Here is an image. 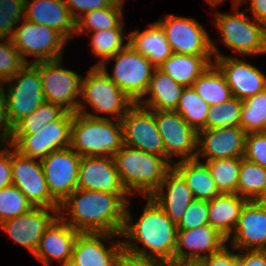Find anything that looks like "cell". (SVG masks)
I'll return each mask as SVG.
<instances>
[{"instance_id":"6da1fadb","label":"cell","mask_w":266,"mask_h":266,"mask_svg":"<svg viewBox=\"0 0 266 266\" xmlns=\"http://www.w3.org/2000/svg\"><path fill=\"white\" fill-rule=\"evenodd\" d=\"M146 198L147 203L140 218L135 223H132V215L128 207L129 202L126 205L125 223L121 233V237L126 239L122 241L123 248L163 264H175L177 224L169 219L150 196ZM130 240L142 243L144 249L139 248L136 243Z\"/></svg>"},{"instance_id":"7a4b0ae2","label":"cell","mask_w":266,"mask_h":266,"mask_svg":"<svg viewBox=\"0 0 266 266\" xmlns=\"http://www.w3.org/2000/svg\"><path fill=\"white\" fill-rule=\"evenodd\" d=\"M127 203L115 193L77 188L59 206V216L80 233L121 235ZM68 210V217L62 215Z\"/></svg>"},{"instance_id":"3957f363","label":"cell","mask_w":266,"mask_h":266,"mask_svg":"<svg viewBox=\"0 0 266 266\" xmlns=\"http://www.w3.org/2000/svg\"><path fill=\"white\" fill-rule=\"evenodd\" d=\"M79 104L71 123L70 148L81 157H113L124 145L121 121L113 123L107 117L87 112L82 102Z\"/></svg>"},{"instance_id":"277c9868","label":"cell","mask_w":266,"mask_h":266,"mask_svg":"<svg viewBox=\"0 0 266 266\" xmlns=\"http://www.w3.org/2000/svg\"><path fill=\"white\" fill-rule=\"evenodd\" d=\"M113 158L121 183L129 195L140 193L145 197L151 196L172 167L163 156L126 145Z\"/></svg>"},{"instance_id":"5b68a950","label":"cell","mask_w":266,"mask_h":266,"mask_svg":"<svg viewBox=\"0 0 266 266\" xmlns=\"http://www.w3.org/2000/svg\"><path fill=\"white\" fill-rule=\"evenodd\" d=\"M239 3H233L234 14H216L215 25L221 31L224 44L245 55L266 53V29L254 18L250 21L245 11L239 12ZM236 9V10H235Z\"/></svg>"},{"instance_id":"8992f818","label":"cell","mask_w":266,"mask_h":266,"mask_svg":"<svg viewBox=\"0 0 266 266\" xmlns=\"http://www.w3.org/2000/svg\"><path fill=\"white\" fill-rule=\"evenodd\" d=\"M5 83L9 84L8 92L4 90ZM0 90L12 126L45 102L40 73L32 63H27L16 76L3 82Z\"/></svg>"},{"instance_id":"52a82bcc","label":"cell","mask_w":266,"mask_h":266,"mask_svg":"<svg viewBox=\"0 0 266 266\" xmlns=\"http://www.w3.org/2000/svg\"><path fill=\"white\" fill-rule=\"evenodd\" d=\"M62 58L32 63L40 73L44 99L61 106L64 110L77 113L81 98L82 78L78 73L65 69Z\"/></svg>"},{"instance_id":"ba28073f","label":"cell","mask_w":266,"mask_h":266,"mask_svg":"<svg viewBox=\"0 0 266 266\" xmlns=\"http://www.w3.org/2000/svg\"><path fill=\"white\" fill-rule=\"evenodd\" d=\"M112 59L115 61L112 76L108 74L105 65L99 67L134 103H138L148 90L154 65L129 45L108 61Z\"/></svg>"},{"instance_id":"9c48e42d","label":"cell","mask_w":266,"mask_h":266,"mask_svg":"<svg viewBox=\"0 0 266 266\" xmlns=\"http://www.w3.org/2000/svg\"><path fill=\"white\" fill-rule=\"evenodd\" d=\"M13 45L22 59L30 63L26 56H34L31 63L62 58V50L67 40L55 29L23 19L11 37Z\"/></svg>"},{"instance_id":"30bf717a","label":"cell","mask_w":266,"mask_h":266,"mask_svg":"<svg viewBox=\"0 0 266 266\" xmlns=\"http://www.w3.org/2000/svg\"><path fill=\"white\" fill-rule=\"evenodd\" d=\"M80 97L95 113L113 114L116 120H121L134 104L100 67L94 66L82 78Z\"/></svg>"},{"instance_id":"8fae6325","label":"cell","mask_w":266,"mask_h":266,"mask_svg":"<svg viewBox=\"0 0 266 266\" xmlns=\"http://www.w3.org/2000/svg\"><path fill=\"white\" fill-rule=\"evenodd\" d=\"M10 149L12 185L26 196L33 207L59 209L60 204L48 190L41 160L23 156L13 147Z\"/></svg>"},{"instance_id":"7c38bea8","label":"cell","mask_w":266,"mask_h":266,"mask_svg":"<svg viewBox=\"0 0 266 266\" xmlns=\"http://www.w3.org/2000/svg\"><path fill=\"white\" fill-rule=\"evenodd\" d=\"M157 129L161 135L165 159L172 165L171 156L181 160L197 156L198 133L176 111L153 110Z\"/></svg>"},{"instance_id":"4fadbf2b","label":"cell","mask_w":266,"mask_h":266,"mask_svg":"<svg viewBox=\"0 0 266 266\" xmlns=\"http://www.w3.org/2000/svg\"><path fill=\"white\" fill-rule=\"evenodd\" d=\"M73 115L66 111L58 120L45 125L36 134L13 135L12 147L23 156L39 160L53 151L69 148Z\"/></svg>"},{"instance_id":"5bb4252c","label":"cell","mask_w":266,"mask_h":266,"mask_svg":"<svg viewBox=\"0 0 266 266\" xmlns=\"http://www.w3.org/2000/svg\"><path fill=\"white\" fill-rule=\"evenodd\" d=\"M156 22L162 27L173 53L213 56L208 32L195 19L167 14Z\"/></svg>"},{"instance_id":"9a60e30c","label":"cell","mask_w":266,"mask_h":266,"mask_svg":"<svg viewBox=\"0 0 266 266\" xmlns=\"http://www.w3.org/2000/svg\"><path fill=\"white\" fill-rule=\"evenodd\" d=\"M120 121L124 145L165 158L162 138L152 109L134 103Z\"/></svg>"},{"instance_id":"2e32d148","label":"cell","mask_w":266,"mask_h":266,"mask_svg":"<svg viewBox=\"0 0 266 266\" xmlns=\"http://www.w3.org/2000/svg\"><path fill=\"white\" fill-rule=\"evenodd\" d=\"M80 160L81 156L70 147L53 151L41 159L48 190L59 204L78 188Z\"/></svg>"},{"instance_id":"e0dca14e","label":"cell","mask_w":266,"mask_h":266,"mask_svg":"<svg viewBox=\"0 0 266 266\" xmlns=\"http://www.w3.org/2000/svg\"><path fill=\"white\" fill-rule=\"evenodd\" d=\"M211 47L214 64L225 76L233 97L245 100L266 89V75L261 70L242 59L220 54L213 42Z\"/></svg>"},{"instance_id":"ac0fdd59","label":"cell","mask_w":266,"mask_h":266,"mask_svg":"<svg viewBox=\"0 0 266 266\" xmlns=\"http://www.w3.org/2000/svg\"><path fill=\"white\" fill-rule=\"evenodd\" d=\"M78 188L118 194L126 203L129 194L124 189L113 157H81Z\"/></svg>"},{"instance_id":"d6986e66","label":"cell","mask_w":266,"mask_h":266,"mask_svg":"<svg viewBox=\"0 0 266 266\" xmlns=\"http://www.w3.org/2000/svg\"><path fill=\"white\" fill-rule=\"evenodd\" d=\"M226 242H228L227 237L209 224L195 229L178 230L175 264L193 265L196 261L223 249ZM183 247L190 252L185 251Z\"/></svg>"},{"instance_id":"ffe728a7","label":"cell","mask_w":266,"mask_h":266,"mask_svg":"<svg viewBox=\"0 0 266 266\" xmlns=\"http://www.w3.org/2000/svg\"><path fill=\"white\" fill-rule=\"evenodd\" d=\"M247 133L240 126L226 128L203 129L198 132L197 156L207 161L241 158L245 151Z\"/></svg>"},{"instance_id":"44dd1931","label":"cell","mask_w":266,"mask_h":266,"mask_svg":"<svg viewBox=\"0 0 266 266\" xmlns=\"http://www.w3.org/2000/svg\"><path fill=\"white\" fill-rule=\"evenodd\" d=\"M56 213L53 215L50 211ZM59 209L33 207L28 212L0 223V227L32 255L36 251L40 238L46 228L59 215Z\"/></svg>"},{"instance_id":"7402d4cb","label":"cell","mask_w":266,"mask_h":266,"mask_svg":"<svg viewBox=\"0 0 266 266\" xmlns=\"http://www.w3.org/2000/svg\"><path fill=\"white\" fill-rule=\"evenodd\" d=\"M227 238L232 249L266 250V208L256 201H247L243 206L237 225Z\"/></svg>"},{"instance_id":"603a6c76","label":"cell","mask_w":266,"mask_h":266,"mask_svg":"<svg viewBox=\"0 0 266 266\" xmlns=\"http://www.w3.org/2000/svg\"><path fill=\"white\" fill-rule=\"evenodd\" d=\"M79 233L58 215L46 228L33 256L46 266H50L52 259L60 264L70 261Z\"/></svg>"},{"instance_id":"cb8c5ba5","label":"cell","mask_w":266,"mask_h":266,"mask_svg":"<svg viewBox=\"0 0 266 266\" xmlns=\"http://www.w3.org/2000/svg\"><path fill=\"white\" fill-rule=\"evenodd\" d=\"M116 236L112 233H79L72 252L71 261L78 266H114L115 259L123 249L122 240L106 247L104 240Z\"/></svg>"},{"instance_id":"d4e9b609","label":"cell","mask_w":266,"mask_h":266,"mask_svg":"<svg viewBox=\"0 0 266 266\" xmlns=\"http://www.w3.org/2000/svg\"><path fill=\"white\" fill-rule=\"evenodd\" d=\"M24 19L55 29L67 41L76 31V20L64 0H25Z\"/></svg>"},{"instance_id":"484cf974","label":"cell","mask_w":266,"mask_h":266,"mask_svg":"<svg viewBox=\"0 0 266 266\" xmlns=\"http://www.w3.org/2000/svg\"><path fill=\"white\" fill-rule=\"evenodd\" d=\"M150 197L175 224L180 222L186 208L195 199L185 179L173 166L166 172L159 188Z\"/></svg>"},{"instance_id":"4316f807","label":"cell","mask_w":266,"mask_h":266,"mask_svg":"<svg viewBox=\"0 0 266 266\" xmlns=\"http://www.w3.org/2000/svg\"><path fill=\"white\" fill-rule=\"evenodd\" d=\"M127 38L128 45L136 53L146 57L155 68H159L173 54L165 33L157 22L150 24L143 32L134 30Z\"/></svg>"},{"instance_id":"83f0119b","label":"cell","mask_w":266,"mask_h":266,"mask_svg":"<svg viewBox=\"0 0 266 266\" xmlns=\"http://www.w3.org/2000/svg\"><path fill=\"white\" fill-rule=\"evenodd\" d=\"M183 89V85L175 82L159 68H155L145 94L151 96L145 100L142 98L138 103L152 110L175 111Z\"/></svg>"},{"instance_id":"f1b7e54d","label":"cell","mask_w":266,"mask_h":266,"mask_svg":"<svg viewBox=\"0 0 266 266\" xmlns=\"http://www.w3.org/2000/svg\"><path fill=\"white\" fill-rule=\"evenodd\" d=\"M248 200L236 193L219 194L208 201L209 225L227 238L237 225L241 210Z\"/></svg>"},{"instance_id":"f546056e","label":"cell","mask_w":266,"mask_h":266,"mask_svg":"<svg viewBox=\"0 0 266 266\" xmlns=\"http://www.w3.org/2000/svg\"><path fill=\"white\" fill-rule=\"evenodd\" d=\"M172 166L183 176L195 199L209 201L221 194L206 163L194 158L180 160Z\"/></svg>"},{"instance_id":"4dcf8cb0","label":"cell","mask_w":266,"mask_h":266,"mask_svg":"<svg viewBox=\"0 0 266 266\" xmlns=\"http://www.w3.org/2000/svg\"><path fill=\"white\" fill-rule=\"evenodd\" d=\"M212 56L183 55L173 53L159 67L175 82L184 87L192 86L193 82L207 70L212 62Z\"/></svg>"},{"instance_id":"1f68e13d","label":"cell","mask_w":266,"mask_h":266,"mask_svg":"<svg viewBox=\"0 0 266 266\" xmlns=\"http://www.w3.org/2000/svg\"><path fill=\"white\" fill-rule=\"evenodd\" d=\"M192 87L210 107L233 97L225 76L214 63L193 82Z\"/></svg>"},{"instance_id":"d6a6232c","label":"cell","mask_w":266,"mask_h":266,"mask_svg":"<svg viewBox=\"0 0 266 266\" xmlns=\"http://www.w3.org/2000/svg\"><path fill=\"white\" fill-rule=\"evenodd\" d=\"M210 106L197 94L192 86L184 87L176 112L198 133L206 129V117Z\"/></svg>"},{"instance_id":"836d02e7","label":"cell","mask_w":266,"mask_h":266,"mask_svg":"<svg viewBox=\"0 0 266 266\" xmlns=\"http://www.w3.org/2000/svg\"><path fill=\"white\" fill-rule=\"evenodd\" d=\"M266 187V169L241 157L237 194L255 201Z\"/></svg>"},{"instance_id":"e575fe53","label":"cell","mask_w":266,"mask_h":266,"mask_svg":"<svg viewBox=\"0 0 266 266\" xmlns=\"http://www.w3.org/2000/svg\"><path fill=\"white\" fill-rule=\"evenodd\" d=\"M124 25L122 22L113 29L94 31L91 35L92 52L101 60L94 67H99L108 63V59L112 58L117 52L124 49L128 45L123 44Z\"/></svg>"},{"instance_id":"d590c367","label":"cell","mask_w":266,"mask_h":266,"mask_svg":"<svg viewBox=\"0 0 266 266\" xmlns=\"http://www.w3.org/2000/svg\"><path fill=\"white\" fill-rule=\"evenodd\" d=\"M123 10L113 5L84 13L76 20L75 34L116 28L123 19Z\"/></svg>"},{"instance_id":"8d00e7d4","label":"cell","mask_w":266,"mask_h":266,"mask_svg":"<svg viewBox=\"0 0 266 266\" xmlns=\"http://www.w3.org/2000/svg\"><path fill=\"white\" fill-rule=\"evenodd\" d=\"M65 112L61 106L45 101L29 116L22 118L13 126V135L36 134L45 125L58 120Z\"/></svg>"},{"instance_id":"74e56055","label":"cell","mask_w":266,"mask_h":266,"mask_svg":"<svg viewBox=\"0 0 266 266\" xmlns=\"http://www.w3.org/2000/svg\"><path fill=\"white\" fill-rule=\"evenodd\" d=\"M211 177L221 194H237L241 158L206 161Z\"/></svg>"},{"instance_id":"f35d334b","label":"cell","mask_w":266,"mask_h":266,"mask_svg":"<svg viewBox=\"0 0 266 266\" xmlns=\"http://www.w3.org/2000/svg\"><path fill=\"white\" fill-rule=\"evenodd\" d=\"M266 119V89L242 100L240 127L248 134L260 132Z\"/></svg>"},{"instance_id":"ab89813d","label":"cell","mask_w":266,"mask_h":266,"mask_svg":"<svg viewBox=\"0 0 266 266\" xmlns=\"http://www.w3.org/2000/svg\"><path fill=\"white\" fill-rule=\"evenodd\" d=\"M241 110L242 100L236 97L210 107L206 117V129L240 126Z\"/></svg>"},{"instance_id":"60d3db41","label":"cell","mask_w":266,"mask_h":266,"mask_svg":"<svg viewBox=\"0 0 266 266\" xmlns=\"http://www.w3.org/2000/svg\"><path fill=\"white\" fill-rule=\"evenodd\" d=\"M26 196L14 185L0 189V223L32 209Z\"/></svg>"},{"instance_id":"b9f144b4","label":"cell","mask_w":266,"mask_h":266,"mask_svg":"<svg viewBox=\"0 0 266 266\" xmlns=\"http://www.w3.org/2000/svg\"><path fill=\"white\" fill-rule=\"evenodd\" d=\"M0 37V85L13 78L27 64L15 48L11 38Z\"/></svg>"},{"instance_id":"7bdbcfd3","label":"cell","mask_w":266,"mask_h":266,"mask_svg":"<svg viewBox=\"0 0 266 266\" xmlns=\"http://www.w3.org/2000/svg\"><path fill=\"white\" fill-rule=\"evenodd\" d=\"M25 0H0V37L11 38L24 19Z\"/></svg>"},{"instance_id":"ee69618b","label":"cell","mask_w":266,"mask_h":266,"mask_svg":"<svg viewBox=\"0 0 266 266\" xmlns=\"http://www.w3.org/2000/svg\"><path fill=\"white\" fill-rule=\"evenodd\" d=\"M209 224L208 200L194 199L186 208L177 230H189Z\"/></svg>"},{"instance_id":"f6af8a7d","label":"cell","mask_w":266,"mask_h":266,"mask_svg":"<svg viewBox=\"0 0 266 266\" xmlns=\"http://www.w3.org/2000/svg\"><path fill=\"white\" fill-rule=\"evenodd\" d=\"M243 158L266 169V134L252 132L246 135Z\"/></svg>"},{"instance_id":"bcb514c9","label":"cell","mask_w":266,"mask_h":266,"mask_svg":"<svg viewBox=\"0 0 266 266\" xmlns=\"http://www.w3.org/2000/svg\"><path fill=\"white\" fill-rule=\"evenodd\" d=\"M193 266H238L237 254L225 246L220 251L196 261Z\"/></svg>"},{"instance_id":"7dc6e473","label":"cell","mask_w":266,"mask_h":266,"mask_svg":"<svg viewBox=\"0 0 266 266\" xmlns=\"http://www.w3.org/2000/svg\"><path fill=\"white\" fill-rule=\"evenodd\" d=\"M72 17L77 20L82 14L111 6V0H64ZM79 10L80 12H75ZM81 14V15H80Z\"/></svg>"},{"instance_id":"c3c4849f","label":"cell","mask_w":266,"mask_h":266,"mask_svg":"<svg viewBox=\"0 0 266 266\" xmlns=\"http://www.w3.org/2000/svg\"><path fill=\"white\" fill-rule=\"evenodd\" d=\"M163 263L129 252L124 248L115 259L114 266H162Z\"/></svg>"},{"instance_id":"681fc988","label":"cell","mask_w":266,"mask_h":266,"mask_svg":"<svg viewBox=\"0 0 266 266\" xmlns=\"http://www.w3.org/2000/svg\"><path fill=\"white\" fill-rule=\"evenodd\" d=\"M3 129V130H2ZM2 130V131H1ZM0 143L12 147L13 126L9 120L7 106L3 93L0 90Z\"/></svg>"},{"instance_id":"f907efd6","label":"cell","mask_w":266,"mask_h":266,"mask_svg":"<svg viewBox=\"0 0 266 266\" xmlns=\"http://www.w3.org/2000/svg\"><path fill=\"white\" fill-rule=\"evenodd\" d=\"M237 253L238 266H266V250H246Z\"/></svg>"},{"instance_id":"816d5d0a","label":"cell","mask_w":266,"mask_h":266,"mask_svg":"<svg viewBox=\"0 0 266 266\" xmlns=\"http://www.w3.org/2000/svg\"><path fill=\"white\" fill-rule=\"evenodd\" d=\"M12 185L11 150H0V189Z\"/></svg>"},{"instance_id":"f5cc1de1","label":"cell","mask_w":266,"mask_h":266,"mask_svg":"<svg viewBox=\"0 0 266 266\" xmlns=\"http://www.w3.org/2000/svg\"><path fill=\"white\" fill-rule=\"evenodd\" d=\"M253 18L266 29V0H250Z\"/></svg>"},{"instance_id":"db71d44e","label":"cell","mask_w":266,"mask_h":266,"mask_svg":"<svg viewBox=\"0 0 266 266\" xmlns=\"http://www.w3.org/2000/svg\"><path fill=\"white\" fill-rule=\"evenodd\" d=\"M260 206L266 208V187L260 196L255 200Z\"/></svg>"},{"instance_id":"11a10c76","label":"cell","mask_w":266,"mask_h":266,"mask_svg":"<svg viewBox=\"0 0 266 266\" xmlns=\"http://www.w3.org/2000/svg\"><path fill=\"white\" fill-rule=\"evenodd\" d=\"M111 5L123 9L124 0H111Z\"/></svg>"},{"instance_id":"9f6ffc18","label":"cell","mask_w":266,"mask_h":266,"mask_svg":"<svg viewBox=\"0 0 266 266\" xmlns=\"http://www.w3.org/2000/svg\"><path fill=\"white\" fill-rule=\"evenodd\" d=\"M211 6V8H215L217 5L221 4L223 0H205Z\"/></svg>"},{"instance_id":"6f0895ef","label":"cell","mask_w":266,"mask_h":266,"mask_svg":"<svg viewBox=\"0 0 266 266\" xmlns=\"http://www.w3.org/2000/svg\"><path fill=\"white\" fill-rule=\"evenodd\" d=\"M61 266H78L76 265L74 262L70 261H66L64 263H61Z\"/></svg>"},{"instance_id":"680465c9","label":"cell","mask_w":266,"mask_h":266,"mask_svg":"<svg viewBox=\"0 0 266 266\" xmlns=\"http://www.w3.org/2000/svg\"><path fill=\"white\" fill-rule=\"evenodd\" d=\"M162 266H193V265H190V264H164Z\"/></svg>"},{"instance_id":"91938a15","label":"cell","mask_w":266,"mask_h":266,"mask_svg":"<svg viewBox=\"0 0 266 266\" xmlns=\"http://www.w3.org/2000/svg\"><path fill=\"white\" fill-rule=\"evenodd\" d=\"M260 132L266 134V119H265L264 125L262 127V130Z\"/></svg>"},{"instance_id":"94428289","label":"cell","mask_w":266,"mask_h":266,"mask_svg":"<svg viewBox=\"0 0 266 266\" xmlns=\"http://www.w3.org/2000/svg\"><path fill=\"white\" fill-rule=\"evenodd\" d=\"M242 2H243V0H233V3H239L240 5Z\"/></svg>"}]
</instances>
